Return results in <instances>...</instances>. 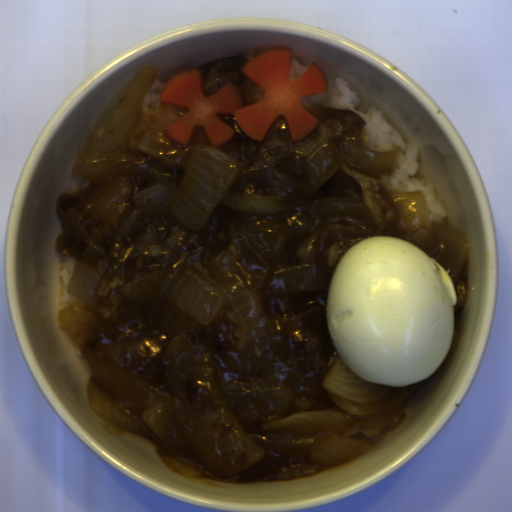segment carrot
<instances>
[{
    "mask_svg": "<svg viewBox=\"0 0 512 512\" xmlns=\"http://www.w3.org/2000/svg\"><path fill=\"white\" fill-rule=\"evenodd\" d=\"M292 57L293 49H275L241 68L240 72L264 92V100L244 108L242 97L232 83L205 97L199 69L170 77L160 91L159 104L189 111L165 128L168 137L188 147L194 128L203 127L212 148H219L234 139L238 131L216 115L233 114L240 130L261 144L280 116L285 118L292 143L306 140L321 121L302 107L300 101L328 94L329 81L314 61L296 81L289 79Z\"/></svg>",
    "mask_w": 512,
    "mask_h": 512,
    "instance_id": "b8716197",
    "label": "carrot"
}]
</instances>
